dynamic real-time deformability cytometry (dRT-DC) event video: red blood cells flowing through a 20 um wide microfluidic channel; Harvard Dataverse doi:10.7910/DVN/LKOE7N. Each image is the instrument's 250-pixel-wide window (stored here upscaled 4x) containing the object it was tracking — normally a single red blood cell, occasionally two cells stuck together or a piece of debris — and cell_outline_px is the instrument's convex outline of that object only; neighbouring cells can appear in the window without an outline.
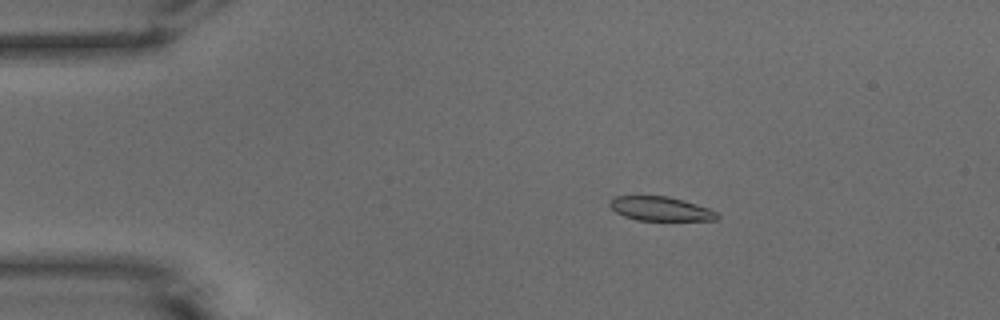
{"species": "common noctule bat (a hibernating species)", "species_latin": "Nyctalus noctula", "temperature_condition": "warm", "stored_images_in_passage": 51, "camera_frame_rate_fps": 3000, "um_per_image_px": 0.085, "animal": {"sex": "male", "body_mass_g": 15.6}, "frame": {"image": 1, "passage_image": 9, "time_ms": 2.667, "image_size_px": [1000, 320], "cell_outline_px": [[720, 216], [716, 220], [636, 220], [624, 216], [616, 212], [608, 204], [616, 196], [668, 196], [684, 200], [708, 208], [716, 212]], "centroid_in_image_um": [56.15, 17.74], "position_along_channel_um": 28.8, "area_um2": 14.97}}
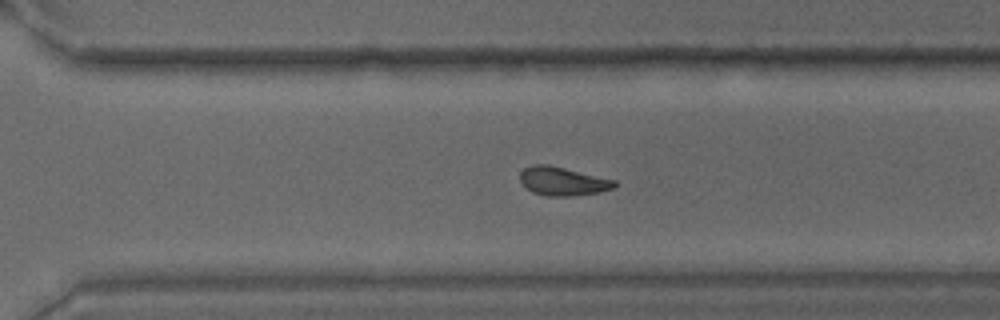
{"frame": {"image": 2, "passage_image": 36, "time_ms": 11.667, "image_size_px": [1000, 320], "cell_outline_px": [[616, 188], [600, 192], [572, 196], [548, 196], [532, 192], [520, 180], [520, 172], [524, 168], [532, 164], [548, 164], [616, 180]], "centroid_in_image_um": [47.85, 15.4], "position_along_channel_um": 322.7, "area_um2": 15.78}}
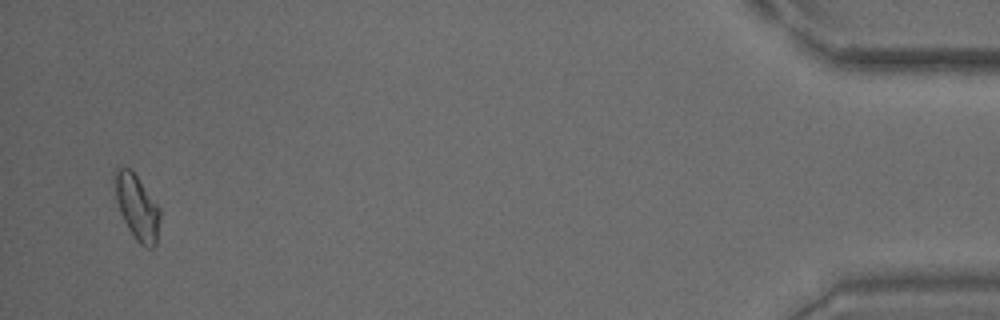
{"frame": {"image": 3, "passage_image": 50, "time_ms": 16.333, "image_size_px": [1000, 320], "cell_outline_px": [[160, 220], [156, 244], [152, 248], [148, 248], [140, 244], [136, 240], [128, 228], [120, 212], [116, 200], [112, 176], [112, 172], [116, 164], [132, 168], [160, 208]], "centroid_in_image_um": [11.6, 17.51], "position_along_channel_um": 423.6, "area_um2": 17.74}, "authors_computed_cell_mechanics": {"area_um2": 16.0106, "velocity_mm_per_s": 3.9024, "shape_relaxation_time_tau1_ms": 5.1287, "shape_relaxation_time_tau2_ms": 3.6083, "deformation_change_tau1": 0.1796, "deformation_change_tau2": 0.0894}}